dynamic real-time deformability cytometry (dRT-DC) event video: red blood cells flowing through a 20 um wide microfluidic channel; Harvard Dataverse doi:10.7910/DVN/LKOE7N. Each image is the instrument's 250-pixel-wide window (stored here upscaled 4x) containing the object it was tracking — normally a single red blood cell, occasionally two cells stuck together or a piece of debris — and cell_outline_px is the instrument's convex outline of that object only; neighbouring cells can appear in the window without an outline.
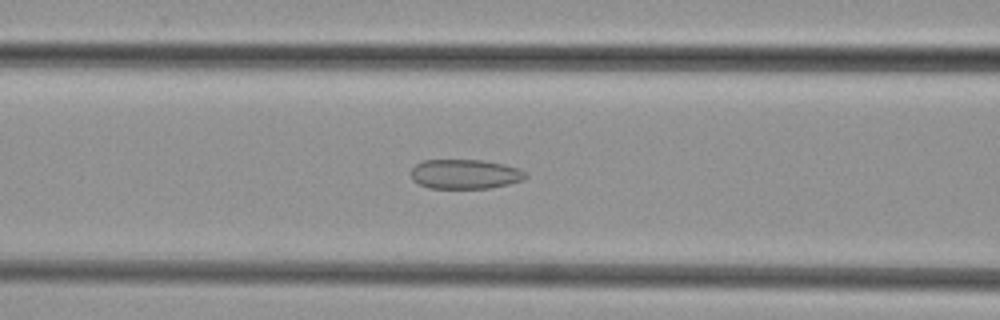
{"species": "common noctule bat (a hibernating species)", "species_latin": "Nyctalus noctula", "temperature_condition": "cold", "stored_images_in_passage": 43, "camera_frame_rate_fps": 3000, "um_per_image_px": 0.085, "animal": {"sex": "female", "body_mass_g": 29.2, "forearm_length_mm": 56.3}, "frame": {"image": 1, "passage_image": 14, "time_ms": 4.333, "image_size_px": [1000, 320], "cell_outline_px": [[528, 176], [524, 180], [508, 184], [488, 188], [428, 188], [412, 180], [412, 168], [416, 164], [424, 160], [484, 160], [504, 164], [520, 168]], "centroid_in_image_um": [39.55, 14.79], "position_along_channel_um": 127.1, "area_um2": 19.77}}
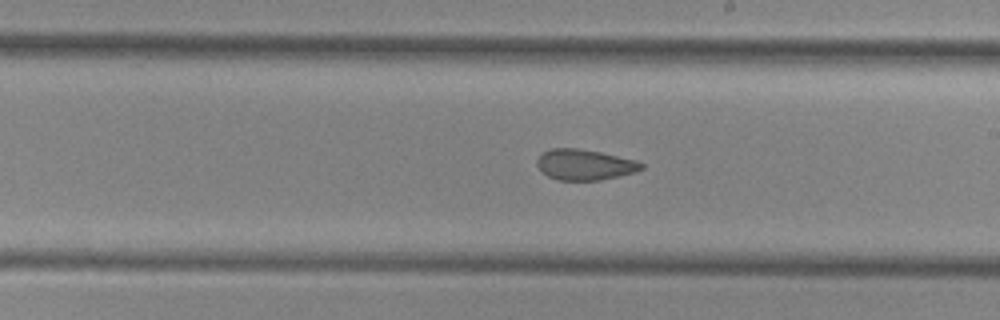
{"frame": {"image": 2, "passage_image": 22, "time_ms": 7.0, "image_size_px": [1000, 320], "cell_outline_px": [[644, 168], [636, 172], [620, 176], [600, 180], [560, 180], [548, 176], [536, 164], [536, 160], [544, 152], [552, 148], [576, 148], [600, 152], [636, 160], [644, 164]], "centroid_in_image_um": [49.73, 14.0], "position_along_channel_um": 239.3, "area_um2": 18.55}}
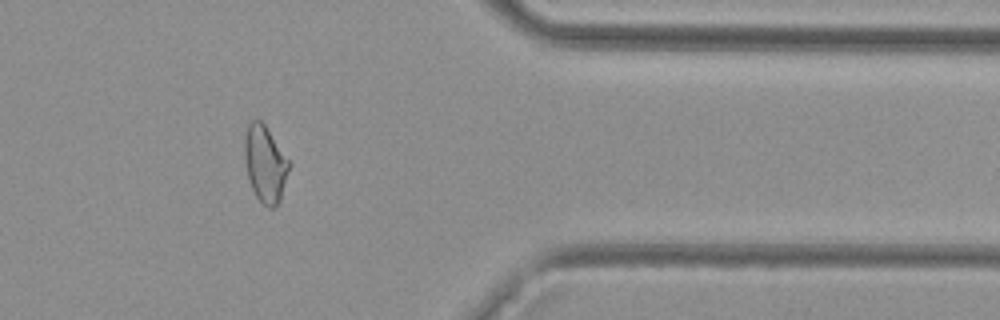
{"frame": {"image": 3, "passage_image": 34, "time_ms": 11.0, "image_size_px": [1000, 320], "cell_outline_px": [[292, 164], [280, 200], [272, 208], [268, 208], [256, 196], [252, 188], [248, 176], [244, 156], [244, 140], [248, 124], [252, 120], [260, 120], [264, 124]], "centroid_in_image_um": [22.55, 13.93], "position_along_channel_um": 388.8, "area_um2": 19.77}}